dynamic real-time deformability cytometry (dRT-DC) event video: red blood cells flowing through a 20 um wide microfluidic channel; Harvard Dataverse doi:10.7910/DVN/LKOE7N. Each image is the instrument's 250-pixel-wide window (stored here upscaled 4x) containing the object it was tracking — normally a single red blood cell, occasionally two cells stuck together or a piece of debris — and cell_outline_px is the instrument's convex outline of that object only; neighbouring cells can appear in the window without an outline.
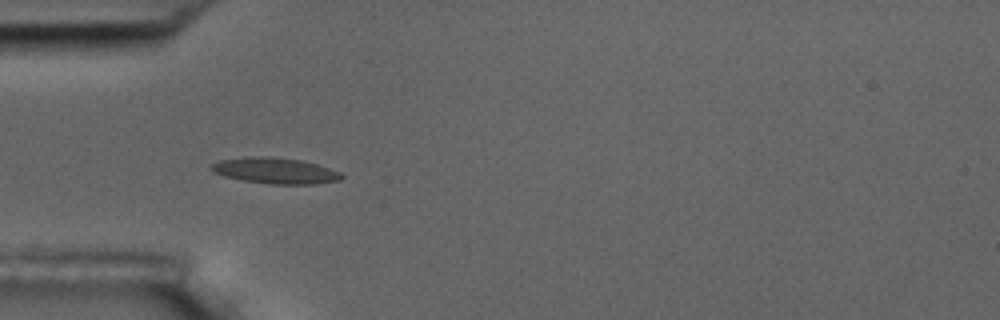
{"species": "common noctule bat (a hibernating species)", "species_latin": "Nyctalus noctula", "temperature_condition": "room temperature", "stored_images_in_passage": 5, "camera_frame_rate_fps": 3000, "um_per_image_px": 0.085, "animal": {"sex": "male", "body_mass_g": 17.5, "forearm_length_mm": 52.3}, "frame": {"image": 1, "passage_image": 5, "time_ms": 4.333, "image_size_px": [1000, 320], "cell_outline_px": [[344, 176], [340, 180], [316, 184], [268, 184], [244, 180], [224, 176], [212, 172], [208, 168], [212, 164], [220, 160], [248, 156], [268, 156], [300, 160], [316, 164], [340, 172]], "centroid_in_image_um": [23.36, 14.51], "position_along_channel_um": 61.6, "area_um2": 19.71}}